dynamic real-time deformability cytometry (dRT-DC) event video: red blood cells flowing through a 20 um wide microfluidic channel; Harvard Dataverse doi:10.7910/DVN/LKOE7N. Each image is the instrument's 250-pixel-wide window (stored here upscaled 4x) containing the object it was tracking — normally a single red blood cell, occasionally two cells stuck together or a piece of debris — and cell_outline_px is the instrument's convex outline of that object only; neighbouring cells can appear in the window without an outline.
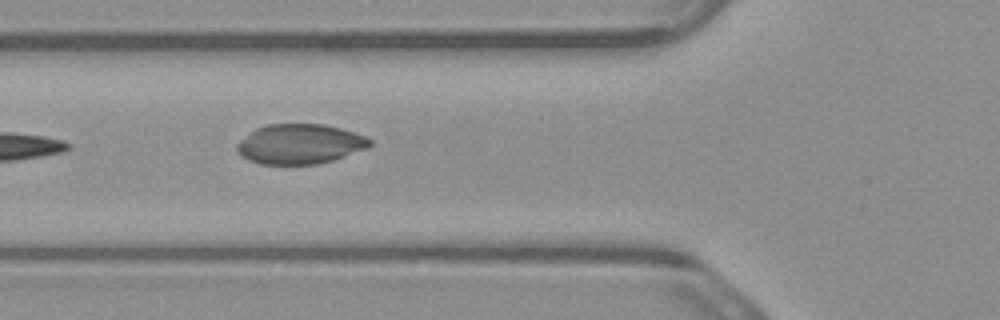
{"species": "common noctule bat (a hibernating species)", "species_latin": "Nyctalus noctula", "temperature_condition": "warm", "stored_images_in_passage": 7, "camera_frame_rate_fps": 3000, "um_per_image_px": 0.085, "animal": {"sex": "male", "body_mass_g": 23.1, "forearm_length_mm": 52.7}, "frame": {"image": 1, "passage_image": 6, "time_ms": 1.667, "image_size_px": [1000, 320], "cell_outline_px": [[372, 144], [368, 148], [320, 164], [260, 164], [248, 160], [240, 156], [236, 152], [236, 144], [240, 140], [256, 128], [268, 124], [324, 124], [340, 128], [364, 136], [372, 140]], "centroid_in_image_um": [25.46, 12.25], "position_along_channel_um": 100.3, "area_um2": 30.92}}
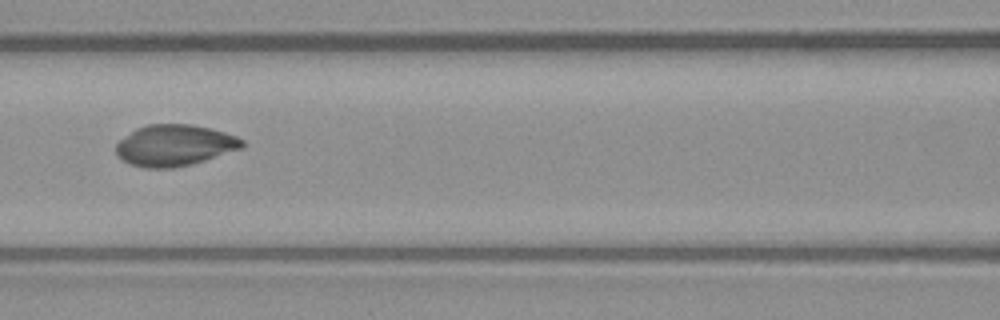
{"frame": {"image": 2, "passage_image": 7, "time_ms": 2.0, "image_size_px": [1000, 320], "cell_outline_px": [[244, 148], [192, 164], [172, 168], [144, 168], [132, 164], [116, 156], [116, 144], [120, 140], [136, 128], [148, 124], [192, 124], [224, 132], [236, 136], [244, 140]], "centroid_in_image_um": [14.85, 12.35], "position_along_channel_um": 151.7, "area_um2": 30.35}}